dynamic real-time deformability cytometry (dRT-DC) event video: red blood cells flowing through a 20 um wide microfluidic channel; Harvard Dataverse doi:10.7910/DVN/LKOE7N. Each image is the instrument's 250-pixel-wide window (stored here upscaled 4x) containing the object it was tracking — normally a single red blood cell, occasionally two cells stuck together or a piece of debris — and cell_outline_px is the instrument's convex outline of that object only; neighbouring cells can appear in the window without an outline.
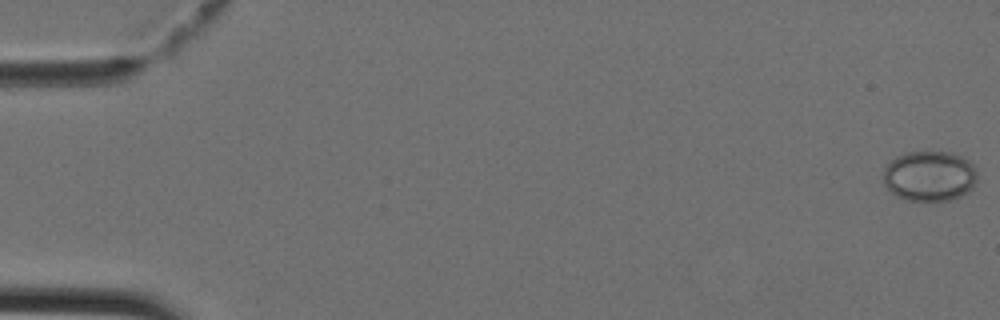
{"species": "Egyptian fruit bat (a non-hibernating species)", "species_latin": "Rousettus aegyptiacus", "temperature_condition": "cold", "stored_images_in_passage": 44, "camera_frame_rate_fps": 3000, "um_per_image_px": 0.085, "animal": {"sex": "female"}, "frame": {"image": 1, "passage_image": 1, "time_ms": 0.0, "image_size_px": [1000, 320], "cell_outline_px": [[976, 180], [972, 188], [960, 196], [948, 200], [928, 204], [908, 200], [896, 196], [884, 184], [884, 168], [896, 156], [904, 152], [948, 152], [960, 156], [968, 160], [976, 168]], "centroid_in_image_um": [79.0, 15.0], "position_along_channel_um": 6.0, "area_um2": 27.92}}
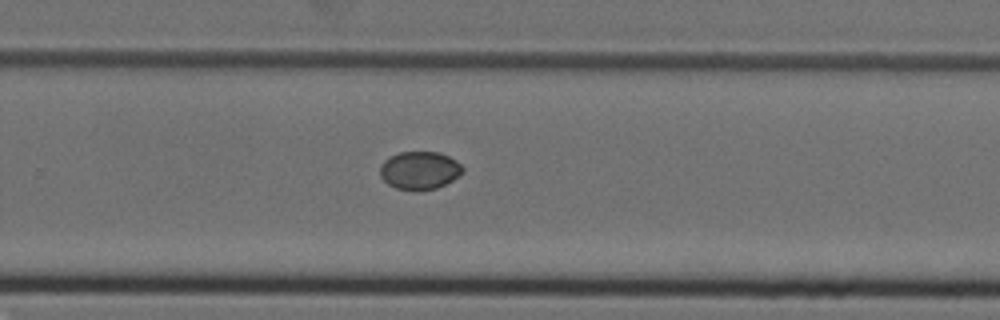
{"frame": {"image": 2, "passage_image": 29, "time_ms": 9.333, "image_size_px": [1000, 320], "cell_outline_px": [[464, 172], [452, 180], [436, 188], [416, 192], [396, 188], [388, 184], [380, 176], [380, 164], [384, 160], [400, 152], [440, 152], [456, 160], [464, 168]], "centroid_in_image_um": [35.66, 14.49], "position_along_channel_um": 294.1, "area_um2": 18.44}}
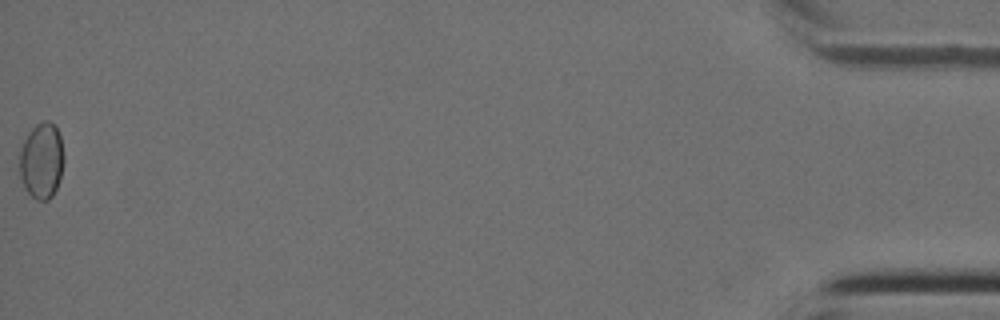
{"frame": {"image": 3, "passage_image": 44, "time_ms": 14.333, "image_size_px": [1000, 320], "cell_outline_px": [[64, 160], [60, 180], [52, 196], [48, 200], [36, 200], [24, 188], [20, 176], [20, 152], [24, 140], [28, 132], [36, 124], [44, 120], [48, 120], [56, 128], [60, 136], [64, 156]], "centroid_in_image_um": [3.54, 13.66], "position_along_channel_um": 431.7, "area_um2": 19.65}}